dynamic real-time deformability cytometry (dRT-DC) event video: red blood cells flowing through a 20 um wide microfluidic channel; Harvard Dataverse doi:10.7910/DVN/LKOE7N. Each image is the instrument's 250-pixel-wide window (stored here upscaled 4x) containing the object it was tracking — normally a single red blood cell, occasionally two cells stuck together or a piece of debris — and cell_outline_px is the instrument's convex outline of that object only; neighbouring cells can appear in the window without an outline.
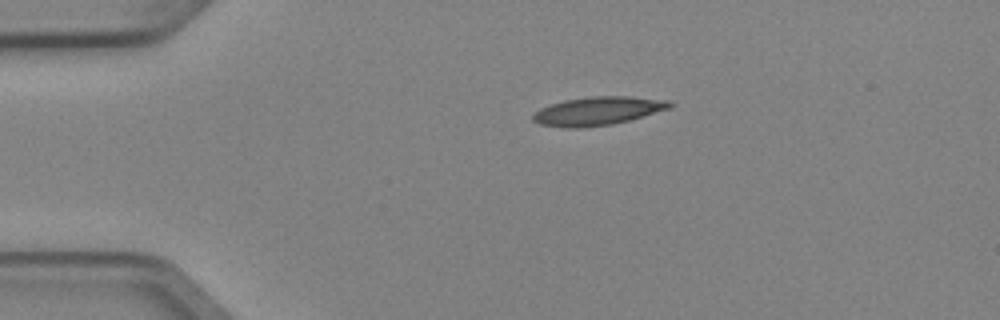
{"species": "Egyptian fruit bat (a non-hibernating species)", "species_latin": "Rousettus aegyptiacus", "temperature_condition": "cold", "stored_images_in_passage": 3, "camera_frame_rate_fps": 3000, "um_per_image_px": 0.085, "animal": {"sex": "female"}, "frame": {"image": 1, "passage_image": 1, "time_ms": 0.0, "image_size_px": [1000, 320], "cell_outline_px": [[676, 104], [672, 108], [628, 120], [612, 124], [580, 128], [564, 128], [540, 124], [532, 120], [532, 112], [540, 108], [564, 100], [592, 96], [628, 96], [672, 100]], "centroid_in_image_um": [50.84, 9.42], "position_along_channel_um": 34.2, "area_um2": 22.95}}